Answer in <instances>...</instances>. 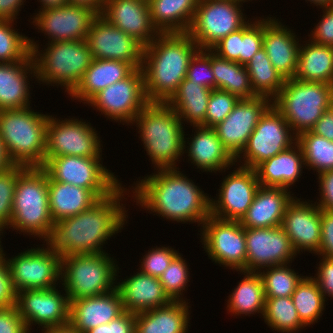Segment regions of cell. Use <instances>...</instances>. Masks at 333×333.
<instances>
[{"label":"cell","mask_w":333,"mask_h":333,"mask_svg":"<svg viewBox=\"0 0 333 333\" xmlns=\"http://www.w3.org/2000/svg\"><path fill=\"white\" fill-rule=\"evenodd\" d=\"M126 189L120 185L111 195L100 199L84 212L55 222L44 238L47 248L61 258L72 254L105 252L102 247L106 240L119 233L127 223V211L120 203Z\"/></svg>","instance_id":"6da1fadb"},{"label":"cell","mask_w":333,"mask_h":333,"mask_svg":"<svg viewBox=\"0 0 333 333\" xmlns=\"http://www.w3.org/2000/svg\"><path fill=\"white\" fill-rule=\"evenodd\" d=\"M178 169V170H177ZM132 186L136 203L156 215L202 226L210 215V198L179 168L157 169ZM144 206V207H143ZM201 224V225H200Z\"/></svg>","instance_id":"7a4b0ae2"},{"label":"cell","mask_w":333,"mask_h":333,"mask_svg":"<svg viewBox=\"0 0 333 333\" xmlns=\"http://www.w3.org/2000/svg\"><path fill=\"white\" fill-rule=\"evenodd\" d=\"M199 50L187 33L159 34L144 47L142 71L149 103H166L187 76L190 59Z\"/></svg>","instance_id":"3957f363"},{"label":"cell","mask_w":333,"mask_h":333,"mask_svg":"<svg viewBox=\"0 0 333 333\" xmlns=\"http://www.w3.org/2000/svg\"><path fill=\"white\" fill-rule=\"evenodd\" d=\"M138 127L144 149L157 169L177 168L184 154V127L166 103H148L132 124Z\"/></svg>","instance_id":"277c9868"},{"label":"cell","mask_w":333,"mask_h":333,"mask_svg":"<svg viewBox=\"0 0 333 333\" xmlns=\"http://www.w3.org/2000/svg\"><path fill=\"white\" fill-rule=\"evenodd\" d=\"M49 115L31 107L0 110V136L12 165L42 167Z\"/></svg>","instance_id":"5b68a950"},{"label":"cell","mask_w":333,"mask_h":333,"mask_svg":"<svg viewBox=\"0 0 333 333\" xmlns=\"http://www.w3.org/2000/svg\"><path fill=\"white\" fill-rule=\"evenodd\" d=\"M46 45L48 46L44 52L39 51V44L29 39L36 68L35 79L51 86H64L65 92L70 95L93 60L87 40L50 42Z\"/></svg>","instance_id":"8992f818"},{"label":"cell","mask_w":333,"mask_h":333,"mask_svg":"<svg viewBox=\"0 0 333 333\" xmlns=\"http://www.w3.org/2000/svg\"><path fill=\"white\" fill-rule=\"evenodd\" d=\"M54 224L48 195V174L42 167H25L18 175L9 225L43 240Z\"/></svg>","instance_id":"52a82bcc"},{"label":"cell","mask_w":333,"mask_h":333,"mask_svg":"<svg viewBox=\"0 0 333 333\" xmlns=\"http://www.w3.org/2000/svg\"><path fill=\"white\" fill-rule=\"evenodd\" d=\"M333 85L285 79L283 88L273 100L292 131L298 135L311 130L322 114L330 109Z\"/></svg>","instance_id":"ba28073f"},{"label":"cell","mask_w":333,"mask_h":333,"mask_svg":"<svg viewBox=\"0 0 333 333\" xmlns=\"http://www.w3.org/2000/svg\"><path fill=\"white\" fill-rule=\"evenodd\" d=\"M106 252L72 254L61 259V281L69 300L108 293L116 288L118 265Z\"/></svg>","instance_id":"9c48e42d"},{"label":"cell","mask_w":333,"mask_h":333,"mask_svg":"<svg viewBox=\"0 0 333 333\" xmlns=\"http://www.w3.org/2000/svg\"><path fill=\"white\" fill-rule=\"evenodd\" d=\"M246 0H199L187 34L200 50H210L247 22L241 9Z\"/></svg>","instance_id":"30bf717a"},{"label":"cell","mask_w":333,"mask_h":333,"mask_svg":"<svg viewBox=\"0 0 333 333\" xmlns=\"http://www.w3.org/2000/svg\"><path fill=\"white\" fill-rule=\"evenodd\" d=\"M101 157L57 156L42 168L53 181L90 189L99 199L111 195L122 183L102 165ZM101 162V163H100Z\"/></svg>","instance_id":"8fae6325"},{"label":"cell","mask_w":333,"mask_h":333,"mask_svg":"<svg viewBox=\"0 0 333 333\" xmlns=\"http://www.w3.org/2000/svg\"><path fill=\"white\" fill-rule=\"evenodd\" d=\"M296 141L297 135L292 132L283 115L272 104L261 116L244 149L235 158V162L243 157L244 164L242 162L241 166L254 169L261 162L291 148L297 143Z\"/></svg>","instance_id":"7c38bea8"},{"label":"cell","mask_w":333,"mask_h":333,"mask_svg":"<svg viewBox=\"0 0 333 333\" xmlns=\"http://www.w3.org/2000/svg\"><path fill=\"white\" fill-rule=\"evenodd\" d=\"M201 227L204 251L213 262L236 271H246L245 228L240 221L209 215Z\"/></svg>","instance_id":"4fadbf2b"},{"label":"cell","mask_w":333,"mask_h":333,"mask_svg":"<svg viewBox=\"0 0 333 333\" xmlns=\"http://www.w3.org/2000/svg\"><path fill=\"white\" fill-rule=\"evenodd\" d=\"M49 115L45 160L57 156L101 157V141L95 128L86 121ZM101 153V154H100Z\"/></svg>","instance_id":"5bb4252c"},{"label":"cell","mask_w":333,"mask_h":333,"mask_svg":"<svg viewBox=\"0 0 333 333\" xmlns=\"http://www.w3.org/2000/svg\"><path fill=\"white\" fill-rule=\"evenodd\" d=\"M141 68L135 69L124 80L115 82L96 94L88 103L107 118L130 125L148 104Z\"/></svg>","instance_id":"9a60e30c"},{"label":"cell","mask_w":333,"mask_h":333,"mask_svg":"<svg viewBox=\"0 0 333 333\" xmlns=\"http://www.w3.org/2000/svg\"><path fill=\"white\" fill-rule=\"evenodd\" d=\"M61 257L48 248H33L7 259L14 288L23 290L51 289L61 280Z\"/></svg>","instance_id":"2e32d148"},{"label":"cell","mask_w":333,"mask_h":333,"mask_svg":"<svg viewBox=\"0 0 333 333\" xmlns=\"http://www.w3.org/2000/svg\"><path fill=\"white\" fill-rule=\"evenodd\" d=\"M16 308L29 332L33 324L40 325L42 331L69 324V297L56 287L17 292Z\"/></svg>","instance_id":"e0dca14e"},{"label":"cell","mask_w":333,"mask_h":333,"mask_svg":"<svg viewBox=\"0 0 333 333\" xmlns=\"http://www.w3.org/2000/svg\"><path fill=\"white\" fill-rule=\"evenodd\" d=\"M86 40L93 59L120 60L142 68L144 46L101 14L92 22Z\"/></svg>","instance_id":"ac0fdd59"},{"label":"cell","mask_w":333,"mask_h":333,"mask_svg":"<svg viewBox=\"0 0 333 333\" xmlns=\"http://www.w3.org/2000/svg\"><path fill=\"white\" fill-rule=\"evenodd\" d=\"M245 238L246 272H259L261 268L288 265L297 255L281 226L245 228Z\"/></svg>","instance_id":"d6986e66"},{"label":"cell","mask_w":333,"mask_h":333,"mask_svg":"<svg viewBox=\"0 0 333 333\" xmlns=\"http://www.w3.org/2000/svg\"><path fill=\"white\" fill-rule=\"evenodd\" d=\"M33 16V24L44 35L48 43L72 40H85L92 22L98 14L86 7L65 4L60 7L39 9ZM52 39V40H51Z\"/></svg>","instance_id":"ffe728a7"},{"label":"cell","mask_w":333,"mask_h":333,"mask_svg":"<svg viewBox=\"0 0 333 333\" xmlns=\"http://www.w3.org/2000/svg\"><path fill=\"white\" fill-rule=\"evenodd\" d=\"M223 179L217 199H210V215L240 221L260 187L255 170L239 165Z\"/></svg>","instance_id":"44dd1931"},{"label":"cell","mask_w":333,"mask_h":333,"mask_svg":"<svg viewBox=\"0 0 333 333\" xmlns=\"http://www.w3.org/2000/svg\"><path fill=\"white\" fill-rule=\"evenodd\" d=\"M272 104L273 101L264 96L239 99L232 112L213 127L224 147L234 158L242 152L261 116Z\"/></svg>","instance_id":"7402d4cb"},{"label":"cell","mask_w":333,"mask_h":333,"mask_svg":"<svg viewBox=\"0 0 333 333\" xmlns=\"http://www.w3.org/2000/svg\"><path fill=\"white\" fill-rule=\"evenodd\" d=\"M295 197L288 205L281 227L290 239L294 251L318 253L321 242L320 208L316 203Z\"/></svg>","instance_id":"603a6c76"},{"label":"cell","mask_w":333,"mask_h":333,"mask_svg":"<svg viewBox=\"0 0 333 333\" xmlns=\"http://www.w3.org/2000/svg\"><path fill=\"white\" fill-rule=\"evenodd\" d=\"M101 15L144 47L160 34L153 25L147 1L105 0Z\"/></svg>","instance_id":"cb8c5ba5"},{"label":"cell","mask_w":333,"mask_h":333,"mask_svg":"<svg viewBox=\"0 0 333 333\" xmlns=\"http://www.w3.org/2000/svg\"><path fill=\"white\" fill-rule=\"evenodd\" d=\"M263 18V48L273 67L284 79L295 77L300 49L295 33L278 19Z\"/></svg>","instance_id":"d4e9b609"},{"label":"cell","mask_w":333,"mask_h":333,"mask_svg":"<svg viewBox=\"0 0 333 333\" xmlns=\"http://www.w3.org/2000/svg\"><path fill=\"white\" fill-rule=\"evenodd\" d=\"M124 312L120 294L115 288L105 294L70 300L69 324L79 333H85L108 324Z\"/></svg>","instance_id":"484cf974"},{"label":"cell","mask_w":333,"mask_h":333,"mask_svg":"<svg viewBox=\"0 0 333 333\" xmlns=\"http://www.w3.org/2000/svg\"><path fill=\"white\" fill-rule=\"evenodd\" d=\"M195 128L194 137H184V153H188V157L197 169L204 172L226 171L230 166L235 165V158L224 147L214 128L193 126ZM188 146L186 145V139ZM190 142V143H189ZM187 148V149H186ZM221 169V170H220Z\"/></svg>","instance_id":"4316f807"},{"label":"cell","mask_w":333,"mask_h":333,"mask_svg":"<svg viewBox=\"0 0 333 333\" xmlns=\"http://www.w3.org/2000/svg\"><path fill=\"white\" fill-rule=\"evenodd\" d=\"M289 189L261 186L246 214L240 220L244 228H271L282 225L288 205L295 198Z\"/></svg>","instance_id":"83f0119b"},{"label":"cell","mask_w":333,"mask_h":333,"mask_svg":"<svg viewBox=\"0 0 333 333\" xmlns=\"http://www.w3.org/2000/svg\"><path fill=\"white\" fill-rule=\"evenodd\" d=\"M117 284L123 308L130 313L155 309L172 301L164 292L160 279L154 276L136 272Z\"/></svg>","instance_id":"f1b7e54d"},{"label":"cell","mask_w":333,"mask_h":333,"mask_svg":"<svg viewBox=\"0 0 333 333\" xmlns=\"http://www.w3.org/2000/svg\"><path fill=\"white\" fill-rule=\"evenodd\" d=\"M29 73H34L31 77L36 76L32 54L23 61L0 63V110L30 106Z\"/></svg>","instance_id":"f546056e"},{"label":"cell","mask_w":333,"mask_h":333,"mask_svg":"<svg viewBox=\"0 0 333 333\" xmlns=\"http://www.w3.org/2000/svg\"><path fill=\"white\" fill-rule=\"evenodd\" d=\"M304 166L301 148L296 143L291 148L261 162L254 170L261 186L288 189L299 179Z\"/></svg>","instance_id":"4dcf8cb0"},{"label":"cell","mask_w":333,"mask_h":333,"mask_svg":"<svg viewBox=\"0 0 333 333\" xmlns=\"http://www.w3.org/2000/svg\"><path fill=\"white\" fill-rule=\"evenodd\" d=\"M135 69L120 60L93 59L80 83L70 96L88 103L96 94L115 82L124 80Z\"/></svg>","instance_id":"1f68e13d"},{"label":"cell","mask_w":333,"mask_h":333,"mask_svg":"<svg viewBox=\"0 0 333 333\" xmlns=\"http://www.w3.org/2000/svg\"><path fill=\"white\" fill-rule=\"evenodd\" d=\"M184 301L136 313V333H187L189 307Z\"/></svg>","instance_id":"d6a6232c"},{"label":"cell","mask_w":333,"mask_h":333,"mask_svg":"<svg viewBox=\"0 0 333 333\" xmlns=\"http://www.w3.org/2000/svg\"><path fill=\"white\" fill-rule=\"evenodd\" d=\"M48 195L51 218L54 223L76 216L100 200L90 189L53 181L49 176Z\"/></svg>","instance_id":"836d02e7"},{"label":"cell","mask_w":333,"mask_h":333,"mask_svg":"<svg viewBox=\"0 0 333 333\" xmlns=\"http://www.w3.org/2000/svg\"><path fill=\"white\" fill-rule=\"evenodd\" d=\"M199 0H149L153 25L160 34L187 33Z\"/></svg>","instance_id":"e575fe53"},{"label":"cell","mask_w":333,"mask_h":333,"mask_svg":"<svg viewBox=\"0 0 333 333\" xmlns=\"http://www.w3.org/2000/svg\"><path fill=\"white\" fill-rule=\"evenodd\" d=\"M308 41L300 45L294 78L333 85V47Z\"/></svg>","instance_id":"d590c367"},{"label":"cell","mask_w":333,"mask_h":333,"mask_svg":"<svg viewBox=\"0 0 333 333\" xmlns=\"http://www.w3.org/2000/svg\"><path fill=\"white\" fill-rule=\"evenodd\" d=\"M211 91L185 78L166 104L177 113L181 122L186 120L191 126H200L205 121Z\"/></svg>","instance_id":"8d00e7d4"},{"label":"cell","mask_w":333,"mask_h":333,"mask_svg":"<svg viewBox=\"0 0 333 333\" xmlns=\"http://www.w3.org/2000/svg\"><path fill=\"white\" fill-rule=\"evenodd\" d=\"M244 278L228 296L227 307L231 314L246 316L249 314L261 313L263 316L265 305V292L263 281L258 272L239 271Z\"/></svg>","instance_id":"74e56055"},{"label":"cell","mask_w":333,"mask_h":333,"mask_svg":"<svg viewBox=\"0 0 333 333\" xmlns=\"http://www.w3.org/2000/svg\"><path fill=\"white\" fill-rule=\"evenodd\" d=\"M211 69L215 78V89L227 91L239 99L257 96L251 86L246 66L220 58L211 51Z\"/></svg>","instance_id":"f35d334b"},{"label":"cell","mask_w":333,"mask_h":333,"mask_svg":"<svg viewBox=\"0 0 333 333\" xmlns=\"http://www.w3.org/2000/svg\"><path fill=\"white\" fill-rule=\"evenodd\" d=\"M245 66L254 93L273 101L283 88L285 79L273 67L265 49L260 48Z\"/></svg>","instance_id":"ab89813d"},{"label":"cell","mask_w":333,"mask_h":333,"mask_svg":"<svg viewBox=\"0 0 333 333\" xmlns=\"http://www.w3.org/2000/svg\"><path fill=\"white\" fill-rule=\"evenodd\" d=\"M312 277L304 276L291 296L298 316L306 327L320 319L327 301Z\"/></svg>","instance_id":"60d3db41"},{"label":"cell","mask_w":333,"mask_h":333,"mask_svg":"<svg viewBox=\"0 0 333 333\" xmlns=\"http://www.w3.org/2000/svg\"><path fill=\"white\" fill-rule=\"evenodd\" d=\"M296 142L301 148L305 167L318 174L333 170V141L309 130L298 134Z\"/></svg>","instance_id":"b9f144b4"},{"label":"cell","mask_w":333,"mask_h":333,"mask_svg":"<svg viewBox=\"0 0 333 333\" xmlns=\"http://www.w3.org/2000/svg\"><path fill=\"white\" fill-rule=\"evenodd\" d=\"M263 318L278 332L295 333L306 327L300 320L291 297H265Z\"/></svg>","instance_id":"7bdbcfd3"},{"label":"cell","mask_w":333,"mask_h":333,"mask_svg":"<svg viewBox=\"0 0 333 333\" xmlns=\"http://www.w3.org/2000/svg\"><path fill=\"white\" fill-rule=\"evenodd\" d=\"M290 265L267 267L260 270L265 297H291L298 283L304 276L297 275ZM263 271V272H261Z\"/></svg>","instance_id":"ee69618b"},{"label":"cell","mask_w":333,"mask_h":333,"mask_svg":"<svg viewBox=\"0 0 333 333\" xmlns=\"http://www.w3.org/2000/svg\"><path fill=\"white\" fill-rule=\"evenodd\" d=\"M13 20H0V63L25 60L30 54L29 39L13 28Z\"/></svg>","instance_id":"f6af8a7d"},{"label":"cell","mask_w":333,"mask_h":333,"mask_svg":"<svg viewBox=\"0 0 333 333\" xmlns=\"http://www.w3.org/2000/svg\"><path fill=\"white\" fill-rule=\"evenodd\" d=\"M188 270L186 260L178 253L159 277L164 292L172 301H184L182 293L186 289L187 283L190 282Z\"/></svg>","instance_id":"bcb514c9"},{"label":"cell","mask_w":333,"mask_h":333,"mask_svg":"<svg viewBox=\"0 0 333 333\" xmlns=\"http://www.w3.org/2000/svg\"><path fill=\"white\" fill-rule=\"evenodd\" d=\"M23 165H11L0 173V228L8 229L12 219L15 186Z\"/></svg>","instance_id":"7dc6e473"},{"label":"cell","mask_w":333,"mask_h":333,"mask_svg":"<svg viewBox=\"0 0 333 333\" xmlns=\"http://www.w3.org/2000/svg\"><path fill=\"white\" fill-rule=\"evenodd\" d=\"M239 98L227 91L213 89L211 91L203 127H214L222 122L233 110Z\"/></svg>","instance_id":"c3c4849f"},{"label":"cell","mask_w":333,"mask_h":333,"mask_svg":"<svg viewBox=\"0 0 333 333\" xmlns=\"http://www.w3.org/2000/svg\"><path fill=\"white\" fill-rule=\"evenodd\" d=\"M186 78L200 86L215 89V78L211 69V50L199 49L194 54L189 61Z\"/></svg>","instance_id":"681fc988"},{"label":"cell","mask_w":333,"mask_h":333,"mask_svg":"<svg viewBox=\"0 0 333 333\" xmlns=\"http://www.w3.org/2000/svg\"><path fill=\"white\" fill-rule=\"evenodd\" d=\"M249 20L241 28L240 64L246 65L263 46V19Z\"/></svg>","instance_id":"f907efd6"},{"label":"cell","mask_w":333,"mask_h":333,"mask_svg":"<svg viewBox=\"0 0 333 333\" xmlns=\"http://www.w3.org/2000/svg\"><path fill=\"white\" fill-rule=\"evenodd\" d=\"M177 254L172 247L156 246L143 256L139 271L159 278Z\"/></svg>","instance_id":"816d5d0a"},{"label":"cell","mask_w":333,"mask_h":333,"mask_svg":"<svg viewBox=\"0 0 333 333\" xmlns=\"http://www.w3.org/2000/svg\"><path fill=\"white\" fill-rule=\"evenodd\" d=\"M5 255L0 257V309L16 306L17 301V291Z\"/></svg>","instance_id":"f5cc1de1"},{"label":"cell","mask_w":333,"mask_h":333,"mask_svg":"<svg viewBox=\"0 0 333 333\" xmlns=\"http://www.w3.org/2000/svg\"><path fill=\"white\" fill-rule=\"evenodd\" d=\"M240 47L241 28L221 39L210 50L220 58L236 61L240 64Z\"/></svg>","instance_id":"db71d44e"},{"label":"cell","mask_w":333,"mask_h":333,"mask_svg":"<svg viewBox=\"0 0 333 333\" xmlns=\"http://www.w3.org/2000/svg\"><path fill=\"white\" fill-rule=\"evenodd\" d=\"M321 20L310 33V40L317 44L333 47V6L324 8ZM312 38V39H311Z\"/></svg>","instance_id":"11a10c76"},{"label":"cell","mask_w":333,"mask_h":333,"mask_svg":"<svg viewBox=\"0 0 333 333\" xmlns=\"http://www.w3.org/2000/svg\"><path fill=\"white\" fill-rule=\"evenodd\" d=\"M320 218L321 242L317 254L327 258H333V211L320 209Z\"/></svg>","instance_id":"9f6ffc18"},{"label":"cell","mask_w":333,"mask_h":333,"mask_svg":"<svg viewBox=\"0 0 333 333\" xmlns=\"http://www.w3.org/2000/svg\"><path fill=\"white\" fill-rule=\"evenodd\" d=\"M0 333H29L16 306L0 309Z\"/></svg>","instance_id":"6f0895ef"},{"label":"cell","mask_w":333,"mask_h":333,"mask_svg":"<svg viewBox=\"0 0 333 333\" xmlns=\"http://www.w3.org/2000/svg\"><path fill=\"white\" fill-rule=\"evenodd\" d=\"M317 270V277L314 276L313 278L317 282L324 299H326V296L333 298V258L322 256Z\"/></svg>","instance_id":"680465c9"},{"label":"cell","mask_w":333,"mask_h":333,"mask_svg":"<svg viewBox=\"0 0 333 333\" xmlns=\"http://www.w3.org/2000/svg\"><path fill=\"white\" fill-rule=\"evenodd\" d=\"M320 200L315 202L320 209L333 211V170L318 174Z\"/></svg>","instance_id":"91938a15"},{"label":"cell","mask_w":333,"mask_h":333,"mask_svg":"<svg viewBox=\"0 0 333 333\" xmlns=\"http://www.w3.org/2000/svg\"><path fill=\"white\" fill-rule=\"evenodd\" d=\"M111 333H136V314L125 311L111 320Z\"/></svg>","instance_id":"94428289"},{"label":"cell","mask_w":333,"mask_h":333,"mask_svg":"<svg viewBox=\"0 0 333 333\" xmlns=\"http://www.w3.org/2000/svg\"><path fill=\"white\" fill-rule=\"evenodd\" d=\"M311 131L319 136L333 141V112L331 109L322 114Z\"/></svg>","instance_id":"6125c7cd"},{"label":"cell","mask_w":333,"mask_h":333,"mask_svg":"<svg viewBox=\"0 0 333 333\" xmlns=\"http://www.w3.org/2000/svg\"><path fill=\"white\" fill-rule=\"evenodd\" d=\"M24 0H0V20H15Z\"/></svg>","instance_id":"be15d7a7"},{"label":"cell","mask_w":333,"mask_h":333,"mask_svg":"<svg viewBox=\"0 0 333 333\" xmlns=\"http://www.w3.org/2000/svg\"><path fill=\"white\" fill-rule=\"evenodd\" d=\"M67 3L90 8L99 15L102 14L105 5V0H67Z\"/></svg>","instance_id":"e7e4bbea"},{"label":"cell","mask_w":333,"mask_h":333,"mask_svg":"<svg viewBox=\"0 0 333 333\" xmlns=\"http://www.w3.org/2000/svg\"><path fill=\"white\" fill-rule=\"evenodd\" d=\"M11 165L12 163L8 160L4 149L3 141L0 136V173L9 168Z\"/></svg>","instance_id":"03108f58"},{"label":"cell","mask_w":333,"mask_h":333,"mask_svg":"<svg viewBox=\"0 0 333 333\" xmlns=\"http://www.w3.org/2000/svg\"><path fill=\"white\" fill-rule=\"evenodd\" d=\"M41 4L40 9H46V8H55V7H60L65 4H67V0H39Z\"/></svg>","instance_id":"003e7915"},{"label":"cell","mask_w":333,"mask_h":333,"mask_svg":"<svg viewBox=\"0 0 333 333\" xmlns=\"http://www.w3.org/2000/svg\"><path fill=\"white\" fill-rule=\"evenodd\" d=\"M43 331H44V333H79L70 324L62 326V327L46 329V330H43Z\"/></svg>","instance_id":"a7ac6f4b"},{"label":"cell","mask_w":333,"mask_h":333,"mask_svg":"<svg viewBox=\"0 0 333 333\" xmlns=\"http://www.w3.org/2000/svg\"><path fill=\"white\" fill-rule=\"evenodd\" d=\"M85 333H111V321L108 324H102L96 328L90 329Z\"/></svg>","instance_id":"89a4df30"},{"label":"cell","mask_w":333,"mask_h":333,"mask_svg":"<svg viewBox=\"0 0 333 333\" xmlns=\"http://www.w3.org/2000/svg\"><path fill=\"white\" fill-rule=\"evenodd\" d=\"M310 1L311 3L315 4V6H320L321 8H328L333 6V0H305Z\"/></svg>","instance_id":"2644e50d"},{"label":"cell","mask_w":333,"mask_h":333,"mask_svg":"<svg viewBox=\"0 0 333 333\" xmlns=\"http://www.w3.org/2000/svg\"><path fill=\"white\" fill-rule=\"evenodd\" d=\"M2 231H4L3 229L0 228V237H1V233H3ZM1 240V238H0ZM3 248L1 247V241H0V257L3 255Z\"/></svg>","instance_id":"8c879c8a"},{"label":"cell","mask_w":333,"mask_h":333,"mask_svg":"<svg viewBox=\"0 0 333 333\" xmlns=\"http://www.w3.org/2000/svg\"><path fill=\"white\" fill-rule=\"evenodd\" d=\"M330 109H331V111L333 112V97H332V100H331V106H330Z\"/></svg>","instance_id":"753ad0ef"}]
</instances>
